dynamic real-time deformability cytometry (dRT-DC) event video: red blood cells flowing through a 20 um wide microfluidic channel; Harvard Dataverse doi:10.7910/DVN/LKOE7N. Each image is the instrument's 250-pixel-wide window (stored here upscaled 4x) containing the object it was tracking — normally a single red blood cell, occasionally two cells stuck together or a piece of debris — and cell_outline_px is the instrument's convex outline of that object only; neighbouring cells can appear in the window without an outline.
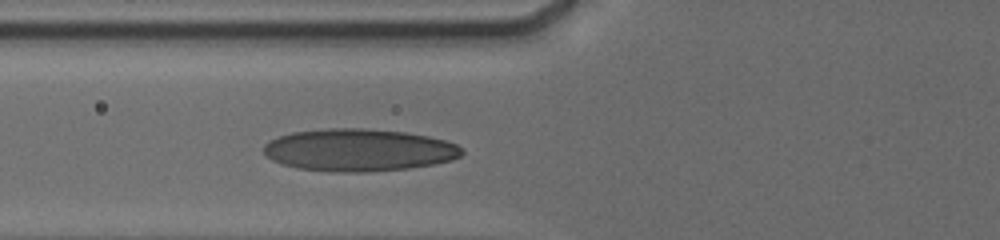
{"species": "human", "species_latin": "Homo sapiens", "temperature_condition": "cold", "stored_images_in_passage": 5, "camera_frame_rate_fps": 3000, "um_per_image_px": 0.085, "donor": {"sex": "male"}, "frame": {"image": 1, "passage_image": 5, "time_ms": 3.0, "image_size_px": [1000, 240], "cell_outline_px": [[464, 152], [460, 156], [452, 160], [432, 164], [408, 168], [368, 172], [332, 172], [296, 168], [272, 160], [264, 152], [264, 144], [268, 140], [292, 132], [332, 128], [360, 128], [404, 132], [428, 136], [444, 140], [456, 144]], "centroid_in_image_um": [30.48, 12.76], "position_along_channel_um": 95.3, "area_um2": 48.78}}